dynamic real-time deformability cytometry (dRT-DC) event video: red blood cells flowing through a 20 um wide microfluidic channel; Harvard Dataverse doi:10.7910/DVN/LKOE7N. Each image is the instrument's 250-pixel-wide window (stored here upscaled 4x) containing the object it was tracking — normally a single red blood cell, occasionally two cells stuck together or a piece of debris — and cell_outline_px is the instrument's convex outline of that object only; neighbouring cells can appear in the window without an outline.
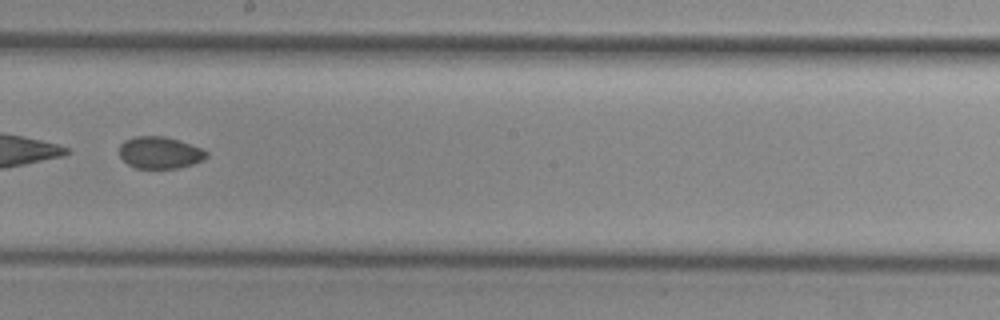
{"species": "common noctule bat (a hibernating species)", "species_latin": "Nyctalus noctula", "temperature_condition": "cold", "stored_images_in_passage": 38, "camera_frame_rate_fps": 3000, "um_per_image_px": 0.085, "animal": {"sex": "female", "body_mass_g": 29.2, "forearm_length_mm": 56.3}, "frame": {"image": 1, "passage_image": 17, "time_ms": 5.333, "image_size_px": [1000, 320], "cell_outline_px": [[208, 156], [204, 160], [180, 168], [136, 168], [128, 164], [120, 156], [120, 144], [124, 140], [136, 136], [164, 136], [200, 148], [208, 152]], "centroid_in_image_um": [13.58, 12.98], "position_along_channel_um": 234.6, "area_um2": 16.07}, "authors_computed_cell_mechanics": {"area_um2": 17.1088, "velocity_mm_per_s": 3.8395, "shape_relaxation_time_tau1_ms": 8.3433, "shape_relaxation_time_tau2_ms": 9.6729, "deformation_change_tau1": 0.0496, "deformation_change_tau2": 0.0833}}